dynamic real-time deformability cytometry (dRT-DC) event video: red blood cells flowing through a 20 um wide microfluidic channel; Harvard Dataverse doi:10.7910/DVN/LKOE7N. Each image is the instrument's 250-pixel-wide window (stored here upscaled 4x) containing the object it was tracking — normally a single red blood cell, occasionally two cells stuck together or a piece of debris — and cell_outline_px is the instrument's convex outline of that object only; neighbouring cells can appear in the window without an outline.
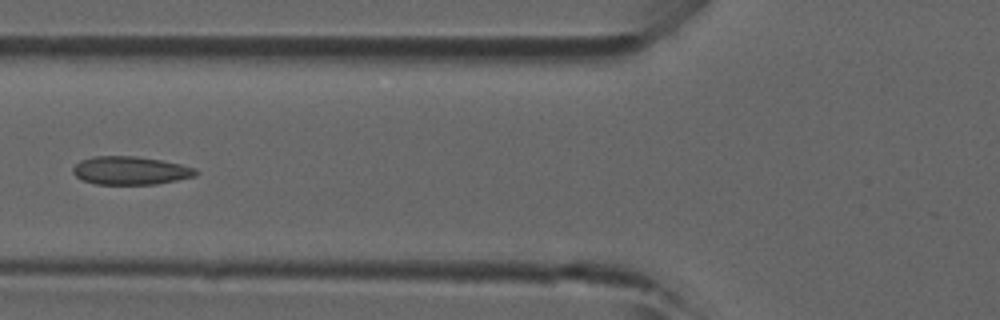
{"species": "common noctule bat (a hibernating species)", "species_latin": "Nyctalus noctula", "temperature_condition": "room temperature", "stored_images_in_passage": 4, "camera_frame_rate_fps": 3000, "um_per_image_px": 0.085, "animal": {"sex": "male", "forearm_length_mm": 52.5}, "frame": {"image": 1, "passage_image": 4, "time_ms": 1.0, "image_size_px": [1000, 320], "cell_outline_px": [[200, 172], [196, 176], [156, 184], [96, 184], [84, 180], [76, 176], [72, 172], [72, 168], [80, 160], [92, 156], [136, 156], [160, 160], [180, 164], [196, 168]], "centroid_in_image_um": [11.09, 14.49], "position_along_channel_um": 114.7, "area_um2": 20.23}}